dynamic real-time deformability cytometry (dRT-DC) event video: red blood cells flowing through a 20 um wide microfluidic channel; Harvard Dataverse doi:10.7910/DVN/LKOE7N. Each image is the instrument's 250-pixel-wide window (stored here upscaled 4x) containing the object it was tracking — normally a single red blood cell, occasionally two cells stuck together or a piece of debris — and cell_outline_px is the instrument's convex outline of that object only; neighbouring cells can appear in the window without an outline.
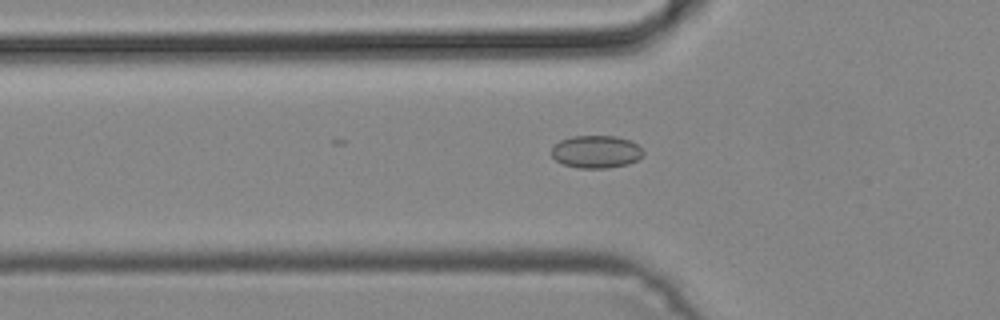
{"species": "common noctule bat (a hibernating species)", "species_latin": "Nyctalus noctula", "temperature_condition": "cold", "stored_images_in_passage": 35, "camera_frame_rate_fps": 3000, "um_per_image_px": 0.085, "animal": {"sex": "male", "body_mass_g": 19.2, "forearm_length_mm": 51.8}, "frame": {"image": 1, "passage_image": 3, "time_ms": 0.667, "image_size_px": [1000, 320], "cell_outline_px": [[644, 156], [628, 164], [608, 168], [576, 168], [564, 164], [556, 160], [552, 156], [552, 144], [560, 140], [572, 136], [616, 136], [632, 140], [644, 152]], "centroid_in_image_um": [50.67, 12.89], "position_along_channel_um": 75.1, "area_um2": 17.63}}
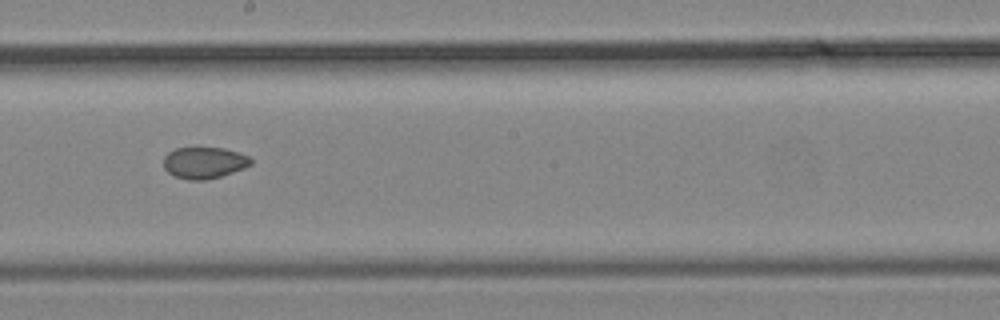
{"frame": {"image": 2, "passage_image": 14, "time_ms": 4.333, "image_size_px": [1000, 320], "cell_outline_px": [[252, 164], [244, 168], [220, 176], [204, 180], [188, 180], [176, 176], [168, 172], [164, 168], [164, 156], [168, 152], [176, 148], [224, 148], [248, 156], [252, 160]], "centroid_in_image_um": [17.34, 13.83], "position_along_channel_um": 230.9, "area_um2": 15.84}}
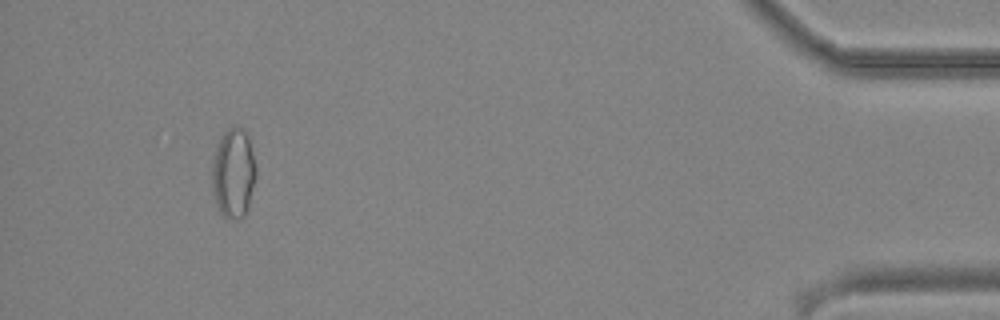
{"frame": {"image": 3, "passage_image": 32, "time_ms": 10.333, "image_size_px": [1000, 320], "cell_outline_px": [[256, 176], [248, 208], [244, 216], [240, 220], [228, 220], [220, 212], [216, 204], [212, 188], [212, 164], [216, 148], [220, 136], [228, 128], [236, 124], [244, 128], [248, 136], [256, 168]], "centroid_in_image_um": [19.84, 14.72], "position_along_channel_um": 415.4, "area_um2": 23.35}}